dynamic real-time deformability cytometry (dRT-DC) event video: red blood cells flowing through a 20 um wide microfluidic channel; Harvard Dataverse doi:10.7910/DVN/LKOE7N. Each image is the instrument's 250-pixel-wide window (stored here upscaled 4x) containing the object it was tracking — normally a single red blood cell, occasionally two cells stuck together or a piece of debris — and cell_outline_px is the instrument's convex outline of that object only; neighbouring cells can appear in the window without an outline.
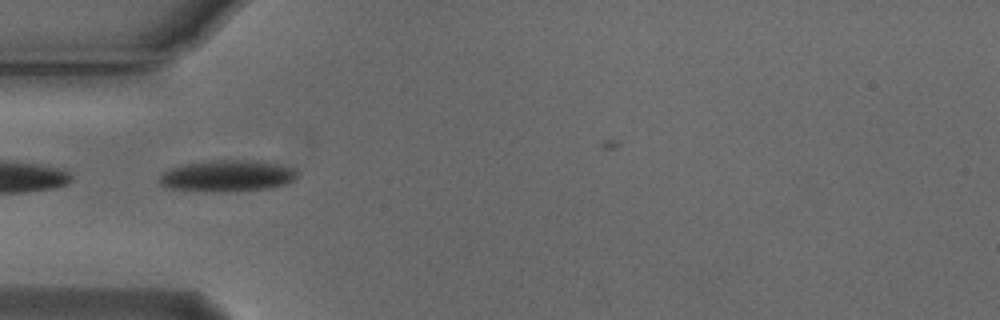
{"species": "Egyptian fruit bat (a non-hibernating species)", "species_latin": "Rousettus aegyptiacus", "temperature_condition": "cold", "stored_images_in_passage": 28, "camera_frame_rate_fps": 3000, "um_per_image_px": 0.085, "animal": {"sex": "male"}, "frame": {"image": 1, "passage_image": 1, "time_ms": 0.0, "image_size_px": [1000, 320], "cell_outline_px": [[296, 176], [292, 180], [284, 184], [268, 188], [224, 192], [204, 192], [168, 188], [160, 184], [160, 176], [164, 172], [172, 168], [184, 164], [212, 160], [256, 160], [296, 168]], "centroid_in_image_um": [19.29, 14.95], "position_along_channel_um": 65.7, "area_um2": 25.2}}